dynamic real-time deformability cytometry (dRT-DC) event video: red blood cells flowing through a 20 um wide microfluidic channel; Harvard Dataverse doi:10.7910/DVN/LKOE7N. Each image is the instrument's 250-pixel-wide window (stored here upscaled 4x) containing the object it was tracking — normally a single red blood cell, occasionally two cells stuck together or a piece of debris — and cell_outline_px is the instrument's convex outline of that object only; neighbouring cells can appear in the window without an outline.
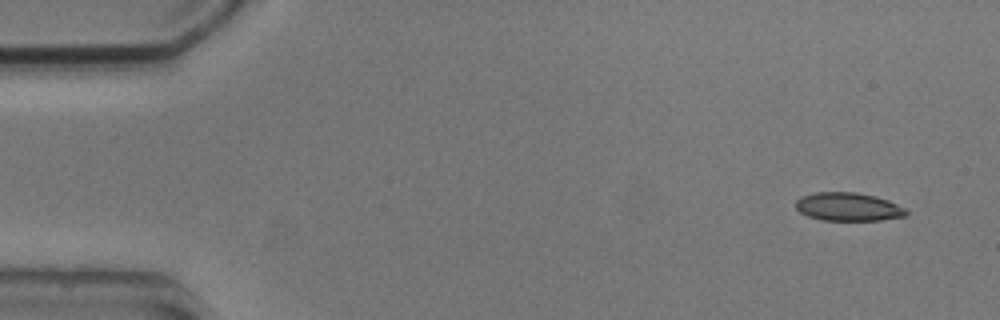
{"species": "common noctule bat (a hibernating species)", "species_latin": "Nyctalus noctula", "temperature_condition": "cold", "stored_images_in_passage": 5, "camera_frame_rate_fps": 3000, "um_per_image_px": 0.085, "animal": {"sex": "male", "body_mass_g": 20.5, "forearm_length_mm": 52.5}, "frame": {"image": 1, "passage_image": 1, "time_ms": 0.0, "image_size_px": [1000, 320], "cell_outline_px": [[908, 216], [880, 220], [820, 220], [808, 216], [800, 212], [796, 208], [796, 200], [800, 196], [816, 192], [856, 192], [876, 196], [888, 200], [904, 208], [908, 212]], "centroid_in_image_um": [72.09, 17.57], "position_along_channel_um": 12.9, "area_um2": 18.32}}
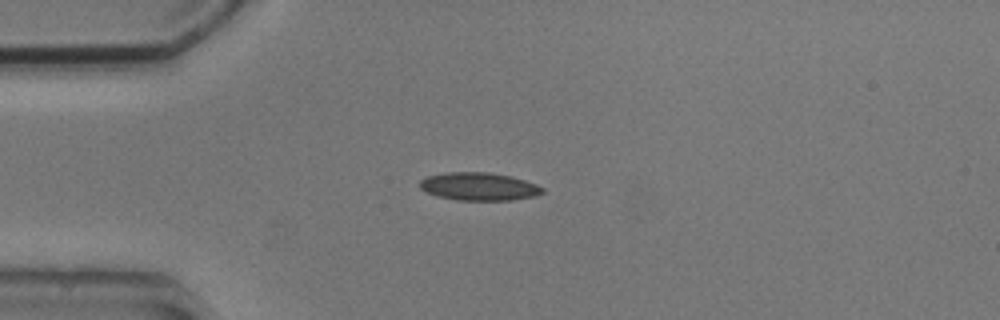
{"frame": {"image": 2, "passage_image": 4, "time_ms": 3.333, "image_size_px": [1000, 320], "cell_outline_px": [[544, 192], [536, 196], [512, 200], [456, 200], [436, 196], [420, 188], [420, 180], [428, 176], [448, 172], [488, 172], [512, 176], [536, 184], [544, 188]], "centroid_in_image_um": [40.73, 15.85], "position_along_channel_um": 44.3, "area_um2": 20.0}}
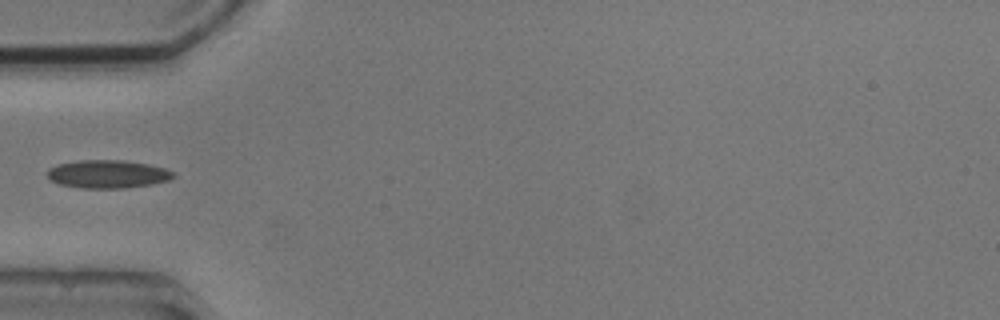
{"frame": {"image": 3, "passage_image": 5, "time_ms": 4.667, "image_size_px": [1000, 320], "cell_outline_px": [[176, 176], [168, 180], [152, 184], [124, 188], [80, 188], [60, 184], [48, 180], [48, 168], [56, 164], [76, 160], [124, 160], [148, 164], [164, 168], [172, 172]], "centroid_in_image_um": [9.11, 14.79], "position_along_channel_um": 75.9, "area_um2": 20.75}}